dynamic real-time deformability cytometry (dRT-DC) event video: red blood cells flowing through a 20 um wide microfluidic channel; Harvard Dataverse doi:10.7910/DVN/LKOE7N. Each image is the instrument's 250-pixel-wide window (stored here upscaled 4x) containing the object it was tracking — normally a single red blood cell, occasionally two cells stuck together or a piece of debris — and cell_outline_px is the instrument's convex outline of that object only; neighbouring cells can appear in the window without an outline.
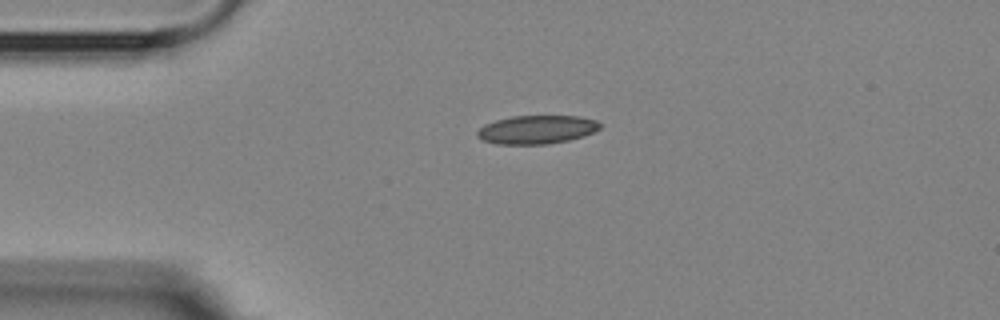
{"species": "Egyptian fruit bat (a non-hibernating species)", "species_latin": "Rousettus aegyptiacus", "temperature_condition": "room temperature", "stored_images_in_passage": 2, "camera_frame_rate_fps": 3000, "um_per_image_px": 0.085, "animal": {"sex": "female"}, "frame": {"image": 1, "passage_image": 2, "time_ms": 1.333, "image_size_px": [1000, 320], "cell_outline_px": [[600, 128], [584, 136], [568, 140], [548, 144], [496, 144], [484, 140], [476, 136], [476, 132], [484, 124], [496, 120], [512, 116], [580, 116], [596, 120], [600, 124]], "centroid_in_image_um": [45.61, 11.01], "position_along_channel_um": 39.4, "area_um2": 20.35}}